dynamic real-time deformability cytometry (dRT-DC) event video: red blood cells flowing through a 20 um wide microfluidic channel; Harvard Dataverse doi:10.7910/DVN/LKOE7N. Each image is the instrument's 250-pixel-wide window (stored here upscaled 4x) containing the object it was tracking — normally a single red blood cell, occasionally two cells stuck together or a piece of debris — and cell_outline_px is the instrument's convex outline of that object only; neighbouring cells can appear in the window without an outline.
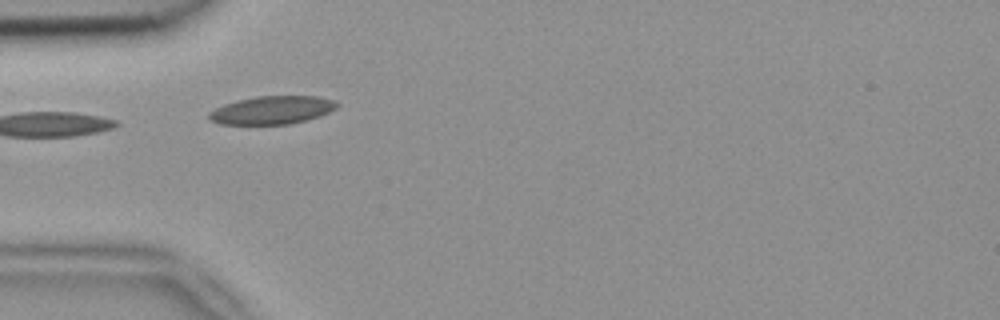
{"species": "common noctule bat (a hibernating species)", "species_latin": "Nyctalus noctula", "temperature_condition": "room temperature", "stored_images_in_passage": 8, "camera_frame_rate_fps": 3000, "um_per_image_px": 0.085, "animal": {"sex": "female", "body_mass_g": 18.4}, "frame": {"image": 1, "passage_image": 4, "time_ms": 1.0, "image_size_px": [1000, 320], "cell_outline_px": [[340, 104], [336, 108], [320, 116], [288, 124], [220, 124], [208, 120], [208, 112], [224, 104], [236, 100], [256, 96], [316, 96], [336, 100]], "centroid_in_image_um": [23.11, 9.35], "position_along_channel_um": 61.9, "area_um2": 21.04}}
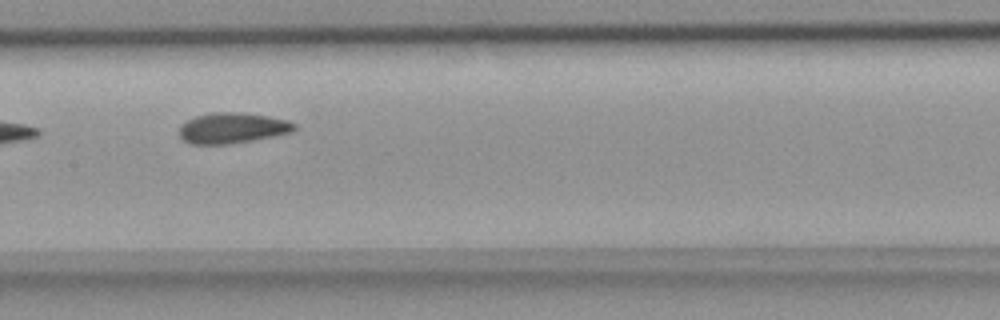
{"frame": {"image": 2, "passage_image": 7, "time_ms": 2.0, "image_size_px": [1000, 320], "cell_outline_px": [[296, 128], [292, 132], [252, 140], [228, 144], [192, 144], [184, 140], [180, 136], [180, 124], [196, 116], [212, 112], [240, 112], [268, 116], [288, 120], [296, 124]], "centroid_in_image_um": [19.75, 10.87], "position_along_channel_um": 187.6, "area_um2": 20.46}}
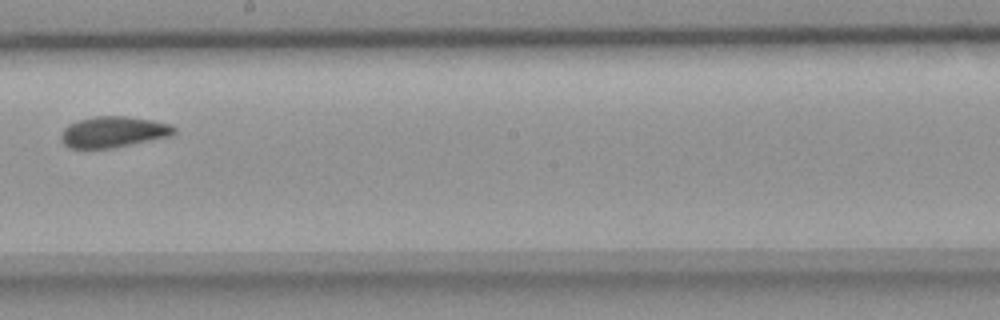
{"frame": {"image": 3, "passage_image": 8, "time_ms": 2.333, "image_size_px": [1000, 320], "cell_outline_px": [[176, 132], [172, 136], [112, 148], [68, 148], [60, 140], [60, 136], [64, 128], [68, 124], [76, 120], [96, 116], [124, 116], [152, 120], [172, 124], [176, 128]], "centroid_in_image_um": [9.63, 11.21], "position_along_channel_um": 238.6, "area_um2": 20.63}}